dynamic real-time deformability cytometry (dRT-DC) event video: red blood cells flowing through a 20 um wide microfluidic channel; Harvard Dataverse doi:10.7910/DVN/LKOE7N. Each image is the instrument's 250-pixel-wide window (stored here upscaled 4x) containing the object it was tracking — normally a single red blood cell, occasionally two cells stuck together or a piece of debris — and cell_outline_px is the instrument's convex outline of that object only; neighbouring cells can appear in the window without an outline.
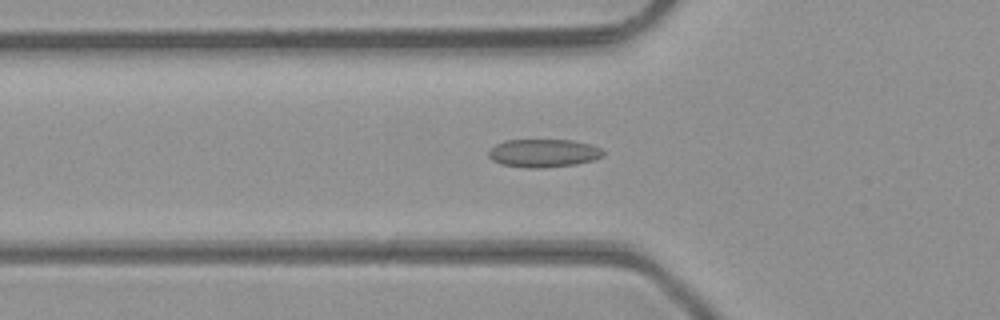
{"species": "common noctule bat (a hibernating species)", "species_latin": "Nyctalus noctula", "temperature_condition": "room temperature", "stored_images_in_passage": 38, "camera_frame_rate_fps": 3000, "um_per_image_px": 0.085, "animal": {"sex": "male", "body_mass_g": 23.1, "forearm_length_mm": 52.7}, "frame": {"image": 1, "passage_image": 13, "time_ms": 4.0, "image_size_px": [1000, 320], "cell_outline_px": [[604, 156], [596, 160], [576, 164], [544, 168], [524, 168], [500, 164], [492, 160], [488, 156], [488, 152], [496, 144], [504, 140], [572, 140], [592, 144], [600, 148], [604, 152]], "centroid_in_image_um": [46.22, 13.02], "position_along_channel_um": 79.6, "area_um2": 19.07}}
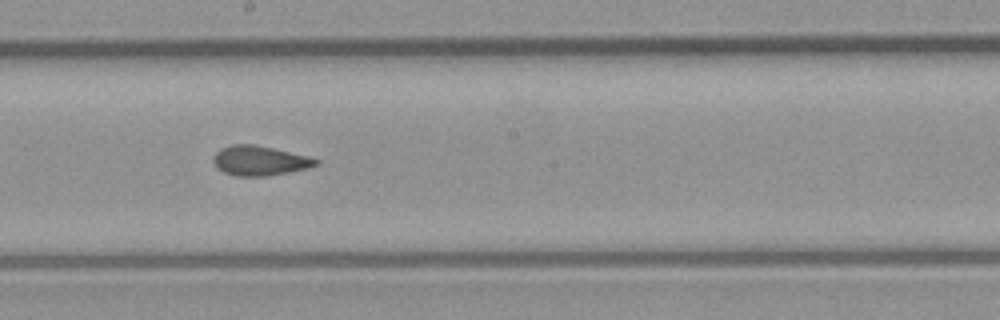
{"frame": {"image": 2, "passage_image": 23, "time_ms": 7.333, "image_size_px": [1000, 320], "cell_outline_px": [[320, 164], [308, 168], [268, 176], [236, 176], [224, 172], [216, 168], [212, 160], [212, 156], [220, 148], [232, 144], [252, 144], [272, 148], [308, 156], [320, 160]], "centroid_in_image_um": [22.05, 13.66], "position_along_channel_um": 226.2, "area_um2": 17.86}}
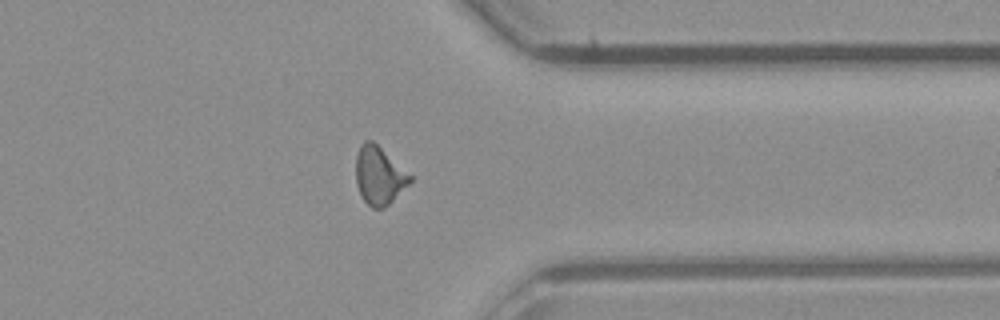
{"frame": {"image": 3, "passage_image": 34, "time_ms": 11.0, "image_size_px": [1000, 320], "cell_outline_px": [[412, 180], [384, 208], [372, 208], [364, 200], [356, 184], [356, 156], [364, 140], [372, 140], [412, 176]], "centroid_in_image_um": [32.21, 14.92], "position_along_channel_um": 379.2, "area_um2": 17.86}}